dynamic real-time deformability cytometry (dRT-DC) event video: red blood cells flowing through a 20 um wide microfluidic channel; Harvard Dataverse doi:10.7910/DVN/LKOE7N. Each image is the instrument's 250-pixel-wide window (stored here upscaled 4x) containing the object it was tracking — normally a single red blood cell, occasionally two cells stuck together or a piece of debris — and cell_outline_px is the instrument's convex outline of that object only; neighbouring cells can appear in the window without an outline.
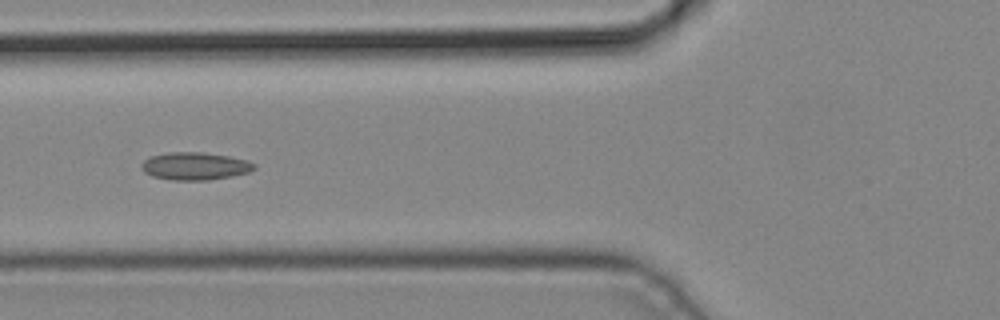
{"species": "common noctule bat (a hibernating species)", "species_latin": "Nyctalus noctula", "temperature_condition": "cold", "stored_images_in_passage": 5, "camera_frame_rate_fps": 3000, "um_per_image_px": 0.085, "animal": {"sex": "male", "body_mass_g": 19.2, "forearm_length_mm": 51.8}, "frame": {"image": 1, "passage_image": 5, "time_ms": 1.333, "image_size_px": [1000, 320], "cell_outline_px": [[256, 168], [248, 172], [232, 176], [208, 180], [172, 180], [152, 176], [144, 172], [140, 168], [140, 164], [148, 156], [168, 152], [204, 152], [228, 156], [248, 160], [256, 164]], "centroid_in_image_um": [16.54, 14.11], "position_along_channel_um": 109.3, "area_um2": 18.38}}